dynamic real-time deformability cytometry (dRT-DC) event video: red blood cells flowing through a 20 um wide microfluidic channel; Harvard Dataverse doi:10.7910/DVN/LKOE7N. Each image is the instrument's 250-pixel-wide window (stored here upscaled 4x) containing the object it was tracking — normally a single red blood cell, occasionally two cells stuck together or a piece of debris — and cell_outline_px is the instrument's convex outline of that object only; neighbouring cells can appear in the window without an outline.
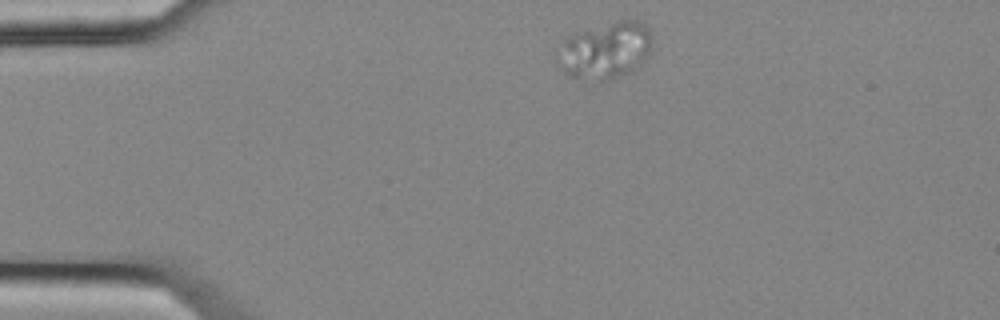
{"species": "common noctule bat (a hibernating species)", "species_latin": "Nyctalus noctula", "temperature_condition": "cold", "stored_images_in_passage": 4, "camera_frame_rate_fps": 3000, "um_per_image_px": 0.085, "animal": {"sex": "female", "body_mass_g": 25.1}, "frame": {"image": 1, "passage_image": 1, "time_ms": 0.0, "image_size_px": [1000, 320], "cell_outline_px": [[652, 52], [632, 72], [608, 80], [588, 84], [568, 76], [556, 64], [552, 56], [564, 40], [568, 36], [576, 32], [616, 20], [640, 20], [648, 28], [652, 36]], "centroid_in_image_um": [51.39, 4.33], "position_along_channel_um": 33.6, "area_um2": 32.83}}
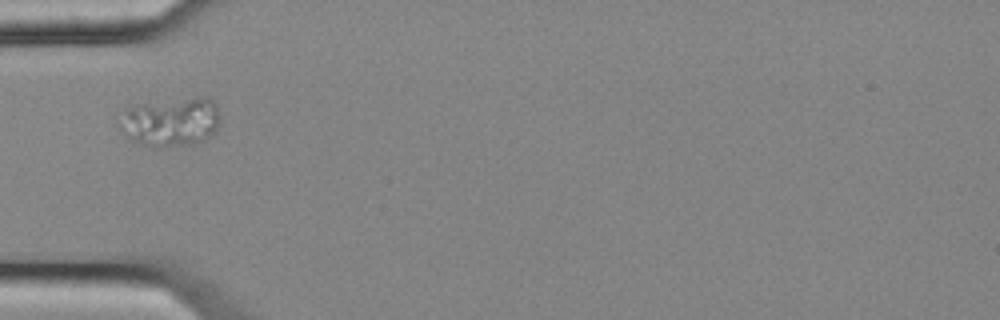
{"frame": {"image": 2, "passage_image": 3, "time_ms": 0.667, "image_size_px": [1000, 320], "cell_outline_px": [[220, 124], [212, 136], [204, 140], [192, 144], [144, 144], [132, 140], [124, 136], [120, 132], [116, 124], [124, 108], [136, 104], [200, 96], [208, 96], [216, 104], [220, 116]], "centroid_in_image_um": [14.5, 10.3], "position_along_channel_um": 70.5, "area_um2": 28.96}}
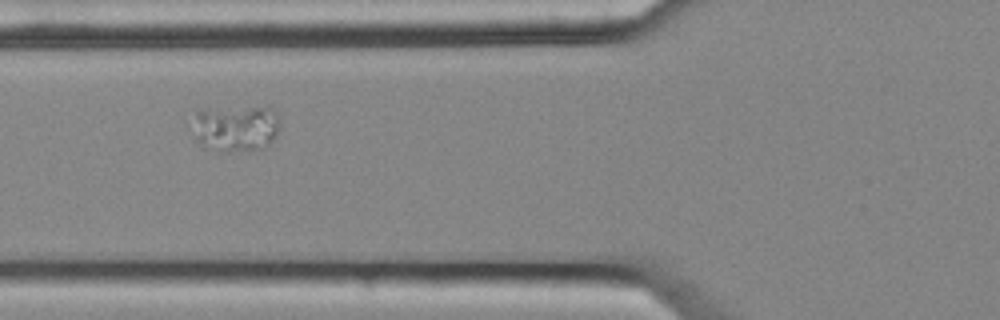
{"frame": {"image": 3, "passage_image": 4, "time_ms": 1.0, "image_size_px": [1000, 320], "cell_outline_px": [[280, 128], [276, 136], [264, 148], [224, 152], [204, 148], [184, 124], [184, 120], [196, 112], [252, 108], [272, 108], [276, 112], [280, 120]], "centroid_in_image_um": [19.93, 10.93], "position_along_channel_um": 105.9, "area_um2": 24.1}}